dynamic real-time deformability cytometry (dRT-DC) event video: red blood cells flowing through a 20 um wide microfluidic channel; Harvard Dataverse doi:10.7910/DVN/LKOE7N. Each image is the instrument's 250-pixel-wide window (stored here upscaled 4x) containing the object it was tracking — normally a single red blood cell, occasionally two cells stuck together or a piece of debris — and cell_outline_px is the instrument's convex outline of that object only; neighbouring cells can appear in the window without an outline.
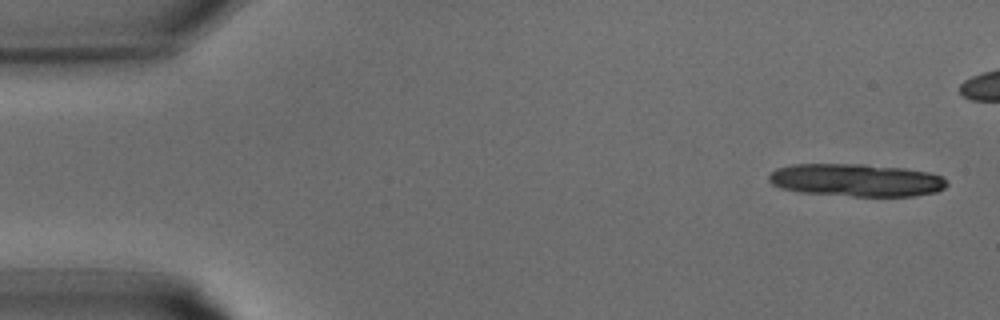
{"species": "common noctule bat (a hibernating species)", "species_latin": "Nyctalus noctula", "temperature_condition": "warm", "stored_images_in_passage": 26, "camera_frame_rate_fps": 3000, "um_per_image_px": 0.085, "animal": {"sex": "male", "body_mass_g": 15.6}, "frame": {"image": 1, "passage_image": 1, "time_ms": 0.0, "image_size_px": [1000, 320], "cell_outline_px": [[948, 184], [944, 188], [936, 192], [912, 196], [852, 196], [800, 192], [784, 188], [772, 184], [768, 180], [768, 176], [776, 168], [792, 164], [864, 164], [904, 168], [928, 172], [944, 176], [948, 180]], "centroid_in_image_um": [72.82, 15.3], "position_along_channel_um": 12.2, "area_um2": 34.04}}
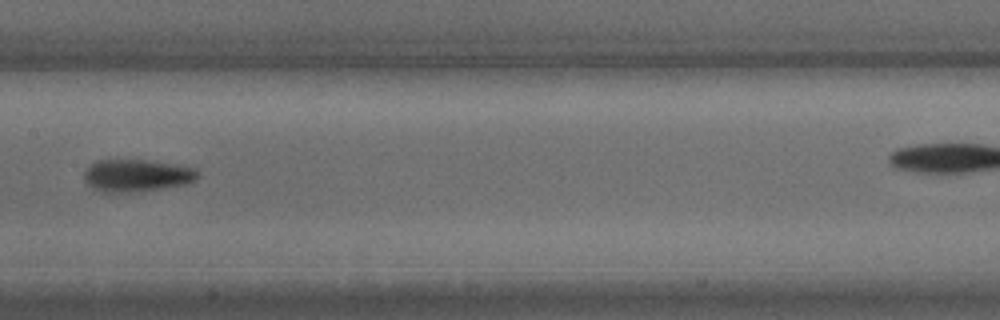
{"frame": {"image": 2, "passage_image": 16, "time_ms": 5.0, "image_size_px": [1000, 320], "cell_outline_px": [[200, 176], [196, 180], [188, 184], [160, 188], [128, 192], [104, 192], [92, 188], [84, 180], [84, 172], [92, 164], [100, 160], [144, 160], [176, 164], [196, 168], [200, 172]], "centroid_in_image_um": [11.68, 14.91], "position_along_channel_um": 195.7, "area_um2": 21.33}}
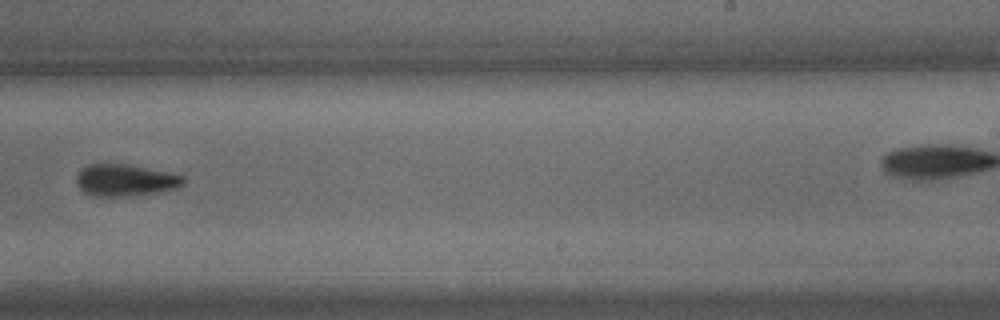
{"frame": {"image": 3, "passage_image": 20, "time_ms": 6.333, "image_size_px": [1000, 320], "cell_outline_px": [[184, 184], [176, 188], [128, 196], [96, 196], [84, 192], [76, 184], [76, 176], [80, 168], [88, 164], [128, 164], [168, 172], [184, 176]], "centroid_in_image_um": [10.6, 15.3], "position_along_channel_um": 278.4, "area_um2": 19.71}}